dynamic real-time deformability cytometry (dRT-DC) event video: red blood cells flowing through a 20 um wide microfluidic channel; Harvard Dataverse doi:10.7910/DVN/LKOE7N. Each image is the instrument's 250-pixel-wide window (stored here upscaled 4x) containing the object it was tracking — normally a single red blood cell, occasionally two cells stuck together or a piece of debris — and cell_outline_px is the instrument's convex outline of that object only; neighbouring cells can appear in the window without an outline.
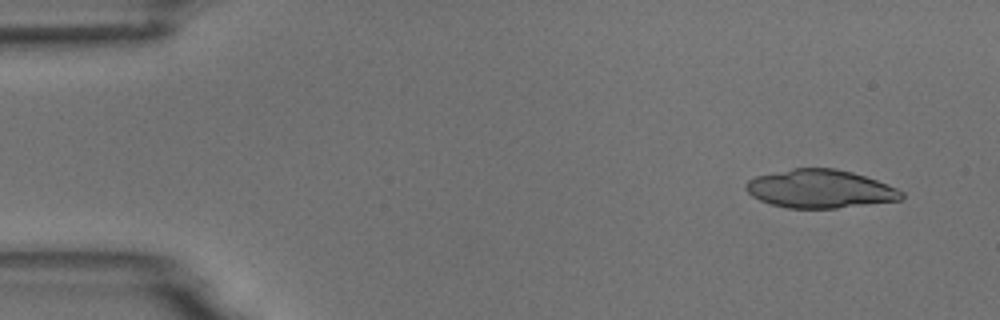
{"species": "common noctule bat (a hibernating species)", "species_latin": "Nyctalus noctula", "temperature_condition": "room temperature", "stored_images_in_passage": 9, "camera_frame_rate_fps": 3000, "um_per_image_px": 0.085, "animal": {"sex": "male", "body_mass_g": 18.8}, "frame": {"image": 1, "passage_image": 2, "time_ms": 1.0, "image_size_px": [1000, 320], "cell_outline_px": [[904, 196], [900, 200], [836, 208], [788, 208], [772, 204], [760, 200], [752, 196], [744, 188], [744, 184], [748, 180], [756, 176], [792, 168], [836, 168], [852, 172], [876, 180], [896, 188], [904, 192]], "centroid_in_image_um": [69.68, 16.05], "position_along_channel_um": 15.3, "area_um2": 34.62}}
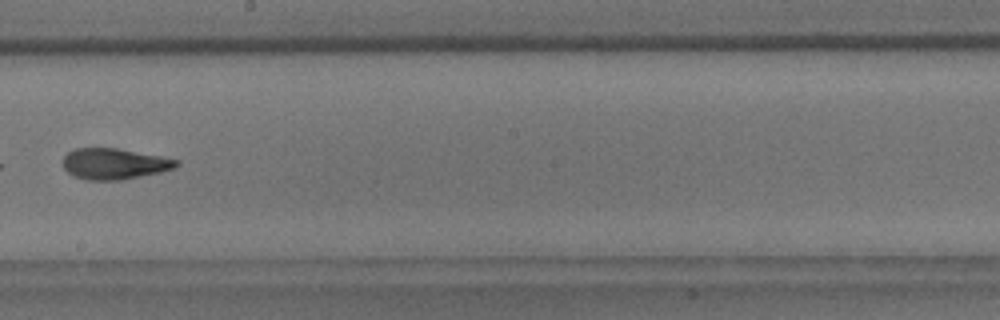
{"frame": {"image": 2, "passage_image": 9, "time_ms": 10.0, "image_size_px": [1000, 320], "cell_outline_px": [[180, 164], [176, 168], [160, 172], [120, 180], [88, 180], [76, 176], [68, 172], [64, 168], [64, 156], [68, 152], [76, 148], [116, 148], [160, 156], [180, 160]], "centroid_in_image_um": [9.75, 13.92], "position_along_channel_um": 238.5, "area_um2": 20.29}}